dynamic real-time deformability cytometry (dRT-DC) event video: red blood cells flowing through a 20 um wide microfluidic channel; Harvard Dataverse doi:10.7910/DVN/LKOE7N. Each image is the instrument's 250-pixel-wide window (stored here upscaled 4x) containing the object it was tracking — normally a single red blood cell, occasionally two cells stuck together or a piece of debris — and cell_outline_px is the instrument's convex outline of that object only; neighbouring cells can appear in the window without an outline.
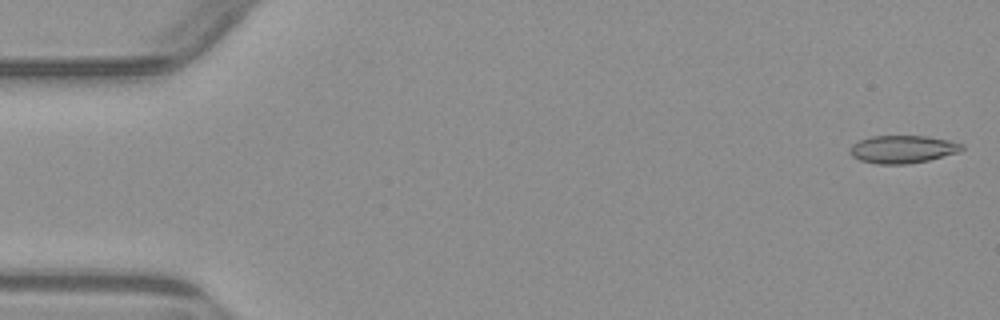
{"species": "common noctule bat (a hibernating species)", "species_latin": "Nyctalus noctula", "temperature_condition": "warm", "stored_images_in_passage": 4, "camera_frame_rate_fps": 3000, "um_per_image_px": 0.085, "animal": {"sex": "male", "body_mass_g": 23.1, "forearm_length_mm": 52.7}, "frame": {"image": 1, "passage_image": 1, "time_ms": 0.0, "image_size_px": [1000, 320], "cell_outline_px": [[964, 148], [960, 152], [928, 160], [908, 164], [876, 164], [860, 160], [852, 156], [848, 152], [848, 148], [852, 144], [860, 140], [872, 136], [928, 136], [948, 140], [964, 144]], "centroid_in_image_um": [76.71, 12.69], "position_along_channel_um": 8.3, "area_um2": 18.26}}